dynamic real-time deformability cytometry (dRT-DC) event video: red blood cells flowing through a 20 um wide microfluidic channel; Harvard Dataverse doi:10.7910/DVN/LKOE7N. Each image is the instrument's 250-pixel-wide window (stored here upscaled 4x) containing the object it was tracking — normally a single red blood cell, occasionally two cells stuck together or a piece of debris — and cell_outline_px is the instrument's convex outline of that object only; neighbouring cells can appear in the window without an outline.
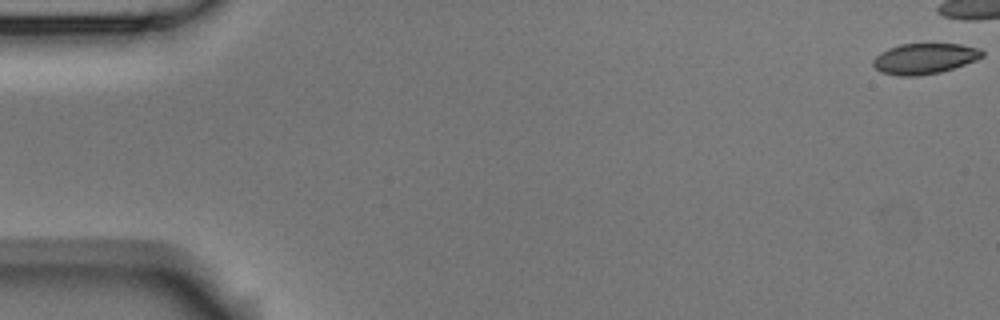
{"species": "Egyptian fruit bat (a non-hibernating species)", "species_latin": "Rousettus aegyptiacus", "temperature_condition": "room temperature", "stored_images_in_passage": 45, "camera_frame_rate_fps": 3000, "um_per_image_px": 0.085, "animal": {"sex": "male"}, "frame": {"image": 1, "passage_image": 1, "time_ms": 0.0, "image_size_px": [1000, 320], "cell_outline_px": [[984, 56], [976, 60], [940, 72], [916, 76], [900, 76], [880, 72], [872, 64], [872, 60], [880, 52], [888, 48], [900, 44], [960, 44], [980, 48], [984, 52]], "centroid_in_image_um": [78.57, 4.97], "position_along_channel_um": 6.4, "area_um2": 19.48}}
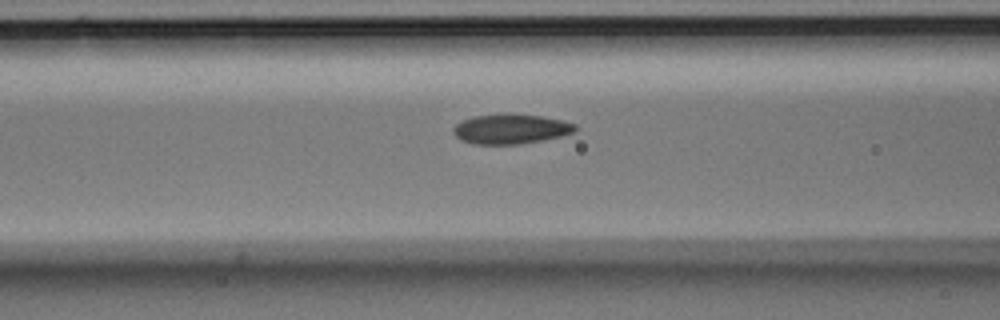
{"frame": {"image": 2, "passage_image": 23, "time_ms": 7.333, "image_size_px": [1000, 320], "cell_outline_px": [[576, 132], [544, 140], [520, 144], [472, 144], [460, 140], [452, 132], [452, 128], [456, 124], [472, 116], [504, 112], [508, 112], [540, 116], [564, 120], [576, 124]], "centroid_in_image_um": [43.41, 10.94], "position_along_channel_um": 123.2, "area_um2": 21.68}}
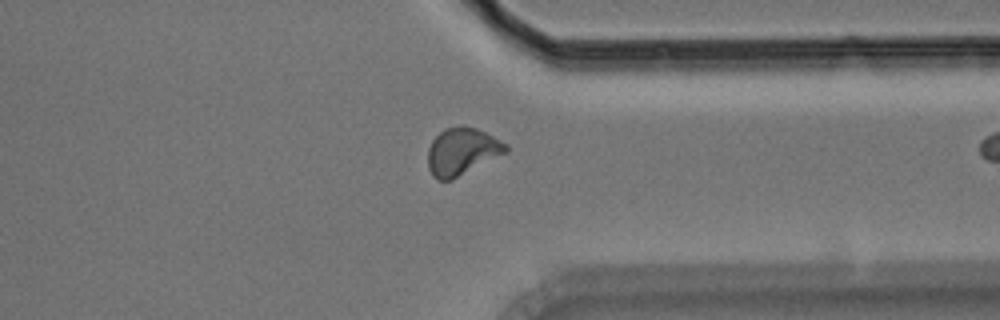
{"frame": {"image": 3, "passage_image": 44, "time_ms": 14.333, "image_size_px": [1000, 320], "cell_outline_px": [[508, 152], [452, 180], [436, 180], [432, 176], [428, 168], [428, 148], [432, 140], [444, 128], [460, 124], [464, 124], [476, 128], [508, 144]], "centroid_in_image_um": [39.26, 12.87], "position_along_channel_um": 372.1, "area_um2": 21.79}}